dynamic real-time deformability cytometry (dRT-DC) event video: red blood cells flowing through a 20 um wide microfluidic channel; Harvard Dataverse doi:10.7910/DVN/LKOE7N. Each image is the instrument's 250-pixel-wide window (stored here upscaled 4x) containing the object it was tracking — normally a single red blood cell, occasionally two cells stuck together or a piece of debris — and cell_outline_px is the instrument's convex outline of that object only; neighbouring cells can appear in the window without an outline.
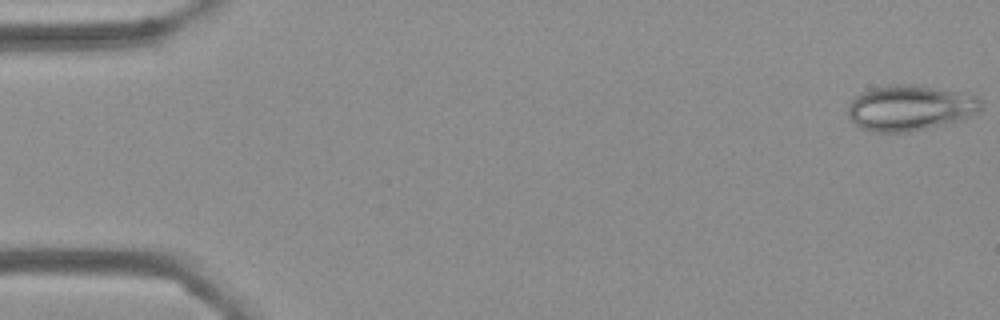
{"species": "Egyptian fruit bat (a non-hibernating species)", "species_latin": "Rousettus aegyptiacus", "temperature_condition": "cold", "stored_images_in_passage": 55, "camera_frame_rate_fps": 3000, "um_per_image_px": 0.085, "frame": {"image": 1, "passage_image": 1, "time_ms": 0.0, "image_size_px": [1000, 320], "cell_outline_px": [[984, 108], [980, 112], [964, 120], [928, 128], [908, 132], [872, 132], [860, 128], [848, 116], [848, 104], [860, 92], [872, 88], [896, 84], [908, 84], [964, 92], [980, 96], [984, 100]], "centroid_in_image_um": [77.44, 9.17], "position_along_channel_um": 7.6, "area_um2": 36.01}}
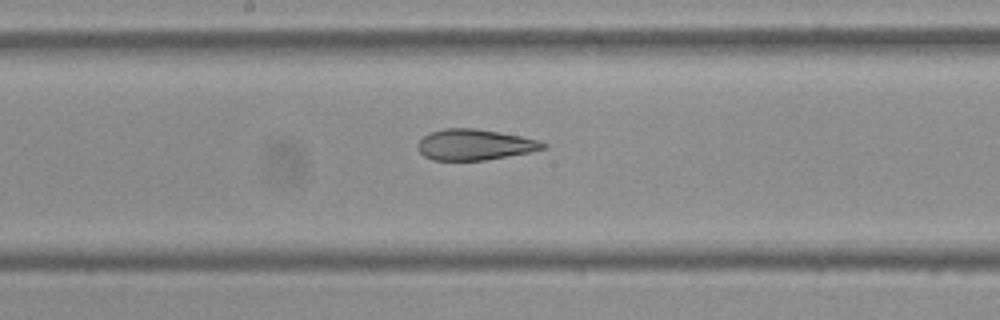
{"frame": {"image": 2, "passage_image": 29, "time_ms": 9.333, "image_size_px": [1000, 320], "cell_outline_px": [[548, 148], [508, 156], [484, 160], [432, 160], [424, 156], [416, 148], [416, 144], [428, 132], [444, 128], [476, 128], [500, 132], [540, 140], [548, 144]], "centroid_in_image_um": [40.33, 12.29], "position_along_channel_um": 207.9, "area_um2": 22.72}}
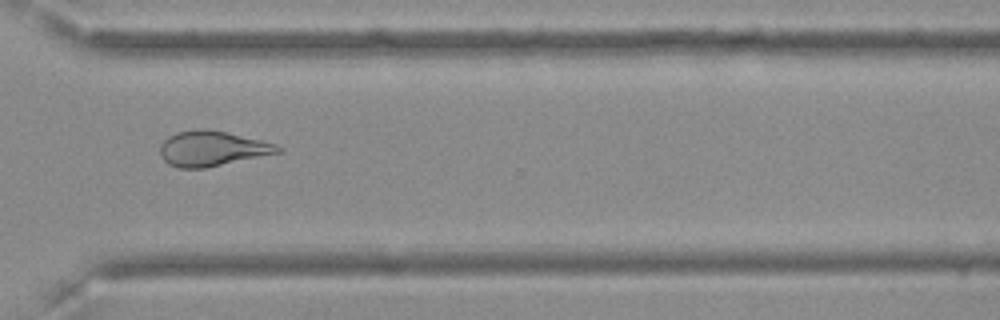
{"frame": {"image": 3, "passage_image": 41, "time_ms": 13.333, "image_size_px": [1000, 320], "cell_outline_px": [[284, 148], [280, 152], [204, 168], [180, 168], [168, 164], [164, 160], [160, 152], [160, 144], [168, 136], [176, 132], [204, 128], [224, 132], [260, 140], [276, 144]], "centroid_in_image_um": [17.99, 12.62], "position_along_channel_um": 352.6, "area_um2": 23.76}, "authors_computed_cell_mechanics": {"area_um2": 25.5476, "velocity_mm_per_s": 3.6196, "shape_relaxation_time_tau1_ms": null, "shape_relaxation_time_tau2_ms": 2.2813, "deformation_change_tau1": null, "deformation_change_tau2": 0.099}}